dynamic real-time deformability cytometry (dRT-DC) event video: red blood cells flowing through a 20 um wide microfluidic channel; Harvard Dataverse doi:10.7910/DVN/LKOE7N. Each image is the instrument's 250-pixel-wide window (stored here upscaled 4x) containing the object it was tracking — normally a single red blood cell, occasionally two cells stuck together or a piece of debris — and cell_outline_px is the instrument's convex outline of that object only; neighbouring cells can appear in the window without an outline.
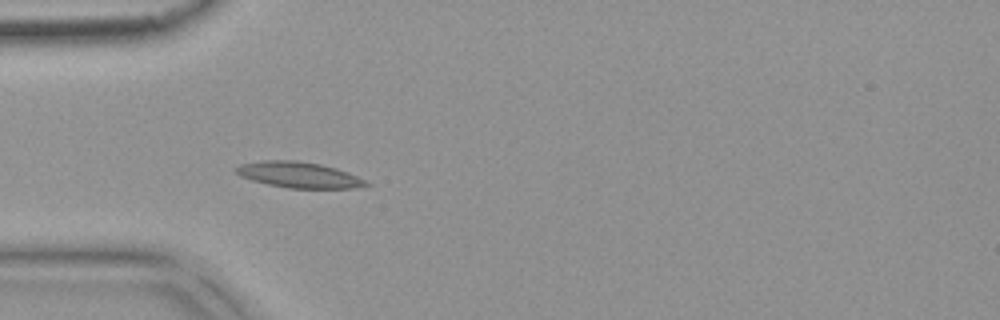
{"species": "common noctule bat (a hibernating species)", "species_latin": "Nyctalus noctula", "temperature_condition": "warm", "stored_images_in_passage": 35, "camera_frame_rate_fps": 3000, "um_per_image_px": 0.085, "animal": {"sex": "female", "body_mass_g": 18.4}, "frame": {"image": 1, "passage_image": 6, "time_ms": 1.667, "image_size_px": [1000, 320], "cell_outline_px": [[372, 184], [356, 188], [288, 188], [268, 184], [252, 180], [240, 176], [232, 168], [240, 164], [264, 160], [296, 160], [320, 164], [336, 168], [348, 172]], "centroid_in_image_um": [25.38, 14.86], "position_along_channel_um": 59.6, "area_um2": 19.59}}
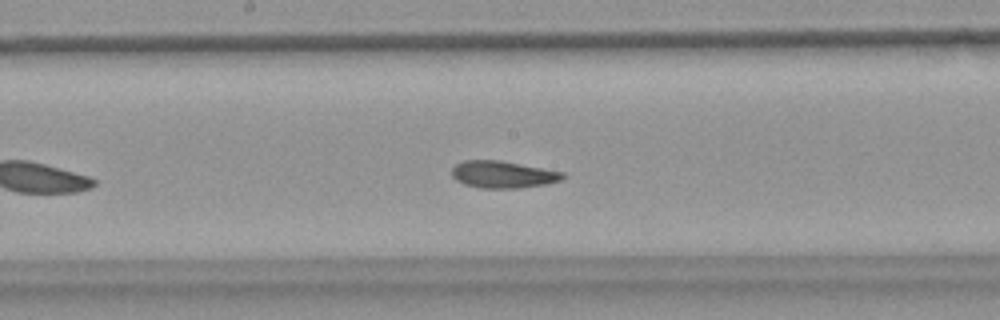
{"frame": {"image": 2, "passage_image": 18, "time_ms": 5.667, "image_size_px": [1000, 320], "cell_outline_px": [[564, 176], [560, 180], [548, 184], [520, 188], [480, 188], [464, 184], [456, 180], [452, 176], [452, 168], [456, 164], [464, 160], [500, 160], [564, 172]], "centroid_in_image_um": [42.73, 14.83], "position_along_channel_um": 205.5, "area_um2": 17.51}}
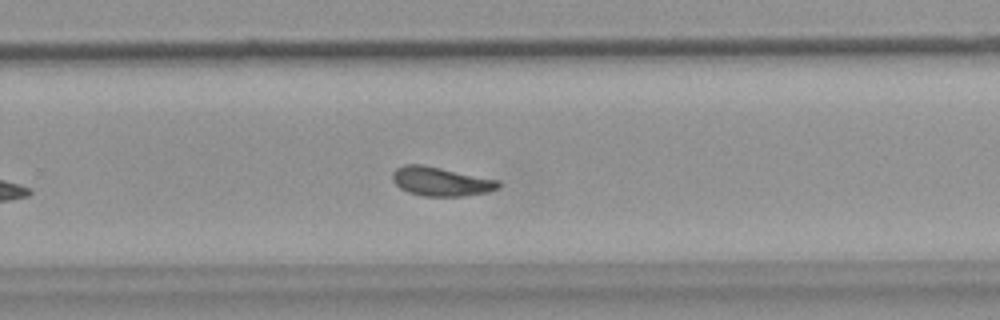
{"frame": {"image": 3, "passage_image": 25, "time_ms": 8.0, "image_size_px": [1000, 320], "cell_outline_px": [[500, 188], [488, 192], [464, 196], [424, 196], [408, 192], [400, 188], [392, 180], [392, 172], [396, 168], [404, 164], [424, 164], [500, 180]], "centroid_in_image_um": [37.48, 15.41], "position_along_channel_um": 292.3, "area_um2": 18.15}, "authors_computed_cell_mechanics": {"area_um2": 17.918, "velocity_mm_per_s": 3.7367, "shape_relaxation_time_tau1_ms": 5.0417, "shape_relaxation_time_tau2_ms": 3.9414, "deformation_change_tau1": 0.1305, "deformation_change_tau2": 0.094}}